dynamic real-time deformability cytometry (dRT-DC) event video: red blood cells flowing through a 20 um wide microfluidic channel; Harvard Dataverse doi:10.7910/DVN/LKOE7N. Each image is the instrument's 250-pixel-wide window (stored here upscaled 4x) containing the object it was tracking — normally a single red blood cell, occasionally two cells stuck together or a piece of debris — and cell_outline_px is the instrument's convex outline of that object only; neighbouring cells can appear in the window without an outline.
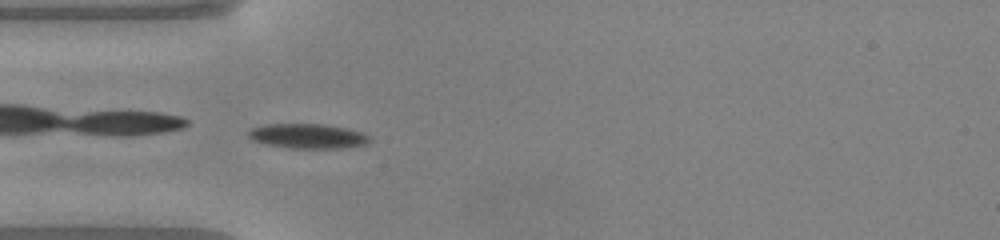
{"species": "common noctule bat (a hibernating species)", "species_latin": "Nyctalus noctula", "temperature_condition": "warm", "stored_images_in_passage": 36, "camera_frame_rate_fps": 3000, "um_per_image_px": 0.085, "animal": {"sex": "male", "body_mass_g": 20.0, "forearm_length_mm": 53.3}, "frame": {"image": 1, "passage_image": 1, "time_ms": 0.0, "image_size_px": [1000, 240], "cell_outline_px": [[372, 140], [368, 144], [340, 148], [288, 148], [268, 144], [252, 140], [248, 136], [248, 132], [252, 128], [264, 124], [324, 124], [348, 128], [372, 136]], "centroid_in_image_um": [26.2, 11.56], "position_along_channel_um": 58.8, "area_um2": 17.57}}
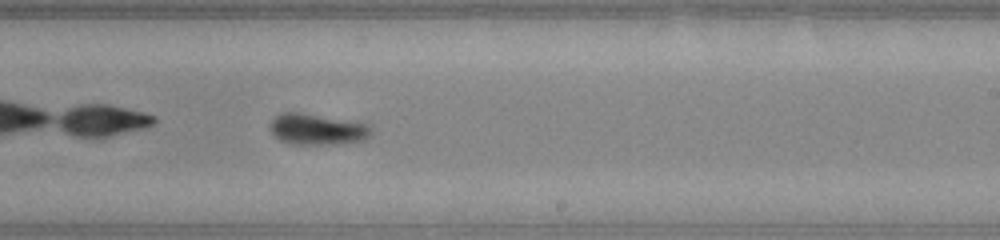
{"frame": {"image": 2, "passage_image": 16, "time_ms": 5.0, "image_size_px": [1000, 240], "cell_outline_px": [[372, 136], [368, 140], [328, 144], [292, 144], [280, 140], [268, 128], [268, 124], [272, 116], [280, 112], [300, 112], [372, 124]], "centroid_in_image_um": [26.96, 10.97], "position_along_channel_um": 262.0, "area_um2": 18.79}}
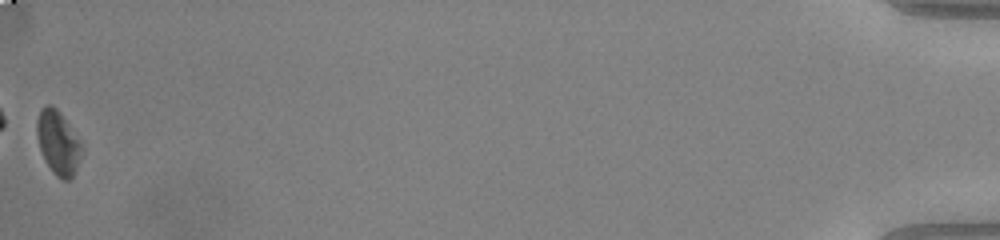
{"frame": {"image": 3, "passage_image": 36, "time_ms": 11.667, "image_size_px": [1000, 240], "cell_outline_px": [[80, 156], [76, 168], [72, 176], [68, 180], [64, 180], [56, 176], [52, 172], [44, 160], [40, 148], [36, 132], [36, 120], [40, 108], [44, 104], [52, 104], [60, 112], [80, 144]], "centroid_in_image_um": [4.86, 12.09], "position_along_channel_um": 430.3, "area_um2": 16.3}, "authors_computed_cell_mechanics": {"area_um2": 17.8024, "velocity_mm_per_s": 4.097, "shape_relaxation_time_tau1_ms": 2.5516, "shape_relaxation_time_tau2_ms": 6.4099, "deformation_change_tau1": 0.1206, "deformation_change_tau2": 0.1124}}